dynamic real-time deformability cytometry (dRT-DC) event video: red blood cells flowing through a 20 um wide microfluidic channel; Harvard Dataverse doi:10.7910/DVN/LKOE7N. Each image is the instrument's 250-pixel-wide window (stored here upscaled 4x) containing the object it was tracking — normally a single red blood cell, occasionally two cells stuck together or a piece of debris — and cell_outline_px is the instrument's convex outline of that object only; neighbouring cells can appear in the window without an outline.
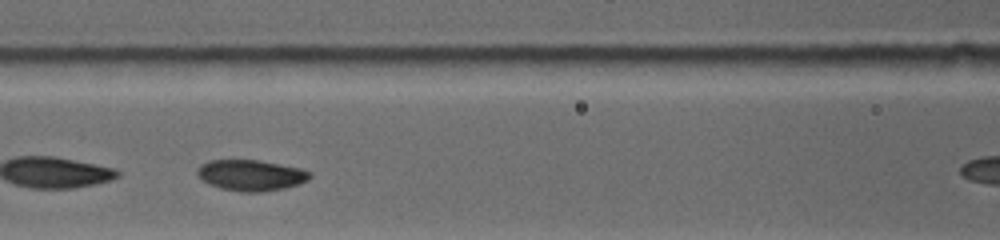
{"species": "common noctule bat (a hibernating species)", "species_latin": "Nyctalus noctula", "temperature_condition": "warm", "stored_images_in_passage": 11, "camera_frame_rate_fps": 4500, "um_per_image_px": 0.085, "animal": {"sex": "female", "body_mass_g": 19.0, "forearm_length_mm": 53.3}, "frame": {"image": 1, "passage_image": 8, "time_ms": 2.889, "image_size_px": [1000, 240], "cell_outline_px": [[312, 176], [308, 180], [284, 188], [264, 192], [240, 192], [220, 188], [208, 184], [196, 172], [196, 168], [200, 164], [208, 160], [260, 160], [300, 168], [312, 172]], "centroid_in_image_um": [21.32, 14.89], "position_along_channel_um": 145.3, "area_um2": 20.4}}